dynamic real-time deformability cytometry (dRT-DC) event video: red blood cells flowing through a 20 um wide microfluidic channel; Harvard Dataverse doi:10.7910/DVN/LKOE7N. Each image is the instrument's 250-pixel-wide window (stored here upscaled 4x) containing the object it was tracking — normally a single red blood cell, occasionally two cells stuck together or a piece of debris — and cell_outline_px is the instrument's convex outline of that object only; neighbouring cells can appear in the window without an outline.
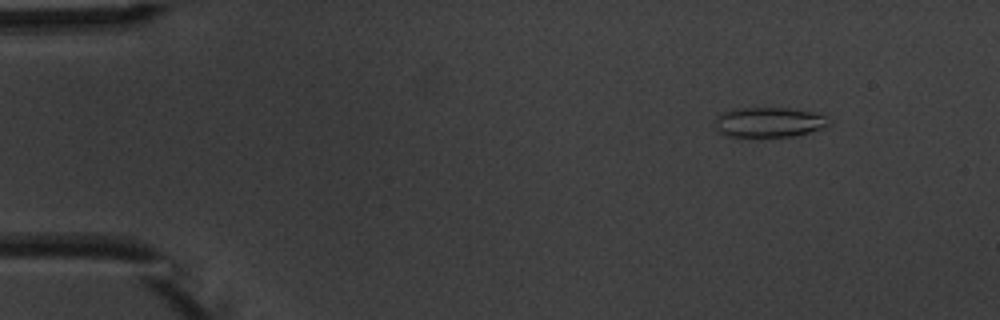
{"species": "common noctule bat (a hibernating species)", "species_latin": "Nyctalus noctula", "temperature_condition": "warm", "stored_images_in_passage": 5, "camera_frame_rate_fps": 3000, "um_per_image_px": 0.085, "animal": {"sex": "male", "body_mass_g": 20.1, "forearm_length_mm": 53.5}, "frame": {"image": 1, "passage_image": 2, "time_ms": 1.333, "image_size_px": [1000, 320], "cell_outline_px": [[832, 124], [824, 128], [792, 136], [724, 136], [716, 128], [716, 116], [724, 112], [740, 108], [788, 108], [812, 112], [828, 116]], "centroid_in_image_um": [65.41, 10.38], "position_along_channel_um": 19.6, "area_um2": 19.77}}
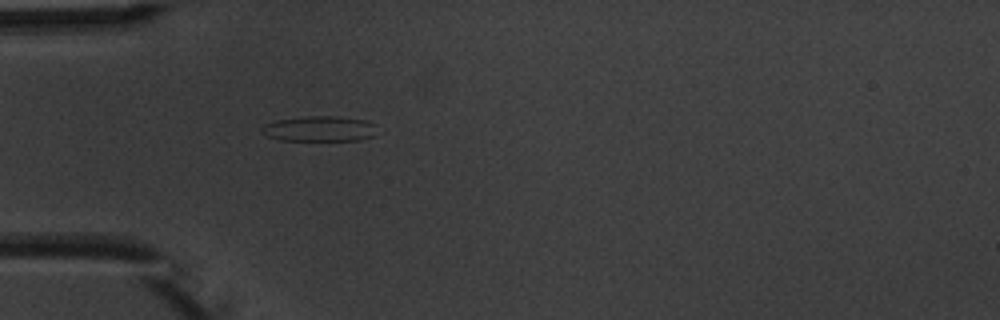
{"frame": {"image": 2, "passage_image": 5, "time_ms": 4.667, "image_size_px": [1000, 320], "cell_outline_px": [[372, 136], [360, 140], [280, 140], [268, 136], [260, 132], [260, 128], [264, 124], [276, 120], [308, 116], [336, 116], [364, 120], [372, 124]], "centroid_in_image_um": [27.05, 10.94], "position_along_channel_um": 58.0, "area_um2": 16.7}}